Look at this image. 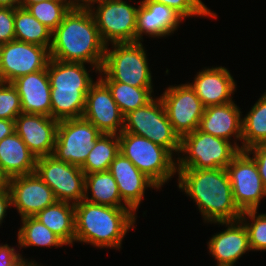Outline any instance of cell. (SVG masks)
<instances>
[{
    "instance_id": "35",
    "label": "cell",
    "mask_w": 266,
    "mask_h": 266,
    "mask_svg": "<svg viewBox=\"0 0 266 266\" xmlns=\"http://www.w3.org/2000/svg\"><path fill=\"white\" fill-rule=\"evenodd\" d=\"M165 4L174 9L183 18L191 16H211L216 17V13L211 12L201 0H150Z\"/></svg>"
},
{
    "instance_id": "41",
    "label": "cell",
    "mask_w": 266,
    "mask_h": 266,
    "mask_svg": "<svg viewBox=\"0 0 266 266\" xmlns=\"http://www.w3.org/2000/svg\"><path fill=\"white\" fill-rule=\"evenodd\" d=\"M71 9H90L98 0H64ZM82 2V3H80ZM93 3V4H92Z\"/></svg>"
},
{
    "instance_id": "22",
    "label": "cell",
    "mask_w": 266,
    "mask_h": 266,
    "mask_svg": "<svg viewBox=\"0 0 266 266\" xmlns=\"http://www.w3.org/2000/svg\"><path fill=\"white\" fill-rule=\"evenodd\" d=\"M215 223L225 224L228 228L210 239L209 252L217 260V266H234L246 251L251 250L247 229L240 219Z\"/></svg>"
},
{
    "instance_id": "25",
    "label": "cell",
    "mask_w": 266,
    "mask_h": 266,
    "mask_svg": "<svg viewBox=\"0 0 266 266\" xmlns=\"http://www.w3.org/2000/svg\"><path fill=\"white\" fill-rule=\"evenodd\" d=\"M60 237L66 245H71L75 239V205L56 201L34 216Z\"/></svg>"
},
{
    "instance_id": "37",
    "label": "cell",
    "mask_w": 266,
    "mask_h": 266,
    "mask_svg": "<svg viewBox=\"0 0 266 266\" xmlns=\"http://www.w3.org/2000/svg\"><path fill=\"white\" fill-rule=\"evenodd\" d=\"M0 266H40L34 261L28 262L8 244L0 245Z\"/></svg>"
},
{
    "instance_id": "42",
    "label": "cell",
    "mask_w": 266,
    "mask_h": 266,
    "mask_svg": "<svg viewBox=\"0 0 266 266\" xmlns=\"http://www.w3.org/2000/svg\"><path fill=\"white\" fill-rule=\"evenodd\" d=\"M0 7H10L15 9L19 7V0H0Z\"/></svg>"
},
{
    "instance_id": "15",
    "label": "cell",
    "mask_w": 266,
    "mask_h": 266,
    "mask_svg": "<svg viewBox=\"0 0 266 266\" xmlns=\"http://www.w3.org/2000/svg\"><path fill=\"white\" fill-rule=\"evenodd\" d=\"M82 117L91 122L102 134L119 135L123 131L124 116L113 99L110 89L100 77L91 85L86 95Z\"/></svg>"
},
{
    "instance_id": "29",
    "label": "cell",
    "mask_w": 266,
    "mask_h": 266,
    "mask_svg": "<svg viewBox=\"0 0 266 266\" xmlns=\"http://www.w3.org/2000/svg\"><path fill=\"white\" fill-rule=\"evenodd\" d=\"M264 142H266V92L242 119L241 151Z\"/></svg>"
},
{
    "instance_id": "16",
    "label": "cell",
    "mask_w": 266,
    "mask_h": 266,
    "mask_svg": "<svg viewBox=\"0 0 266 266\" xmlns=\"http://www.w3.org/2000/svg\"><path fill=\"white\" fill-rule=\"evenodd\" d=\"M8 186L12 205L22 218L35 216L57 201L53 190L35 172L10 178Z\"/></svg>"
},
{
    "instance_id": "1",
    "label": "cell",
    "mask_w": 266,
    "mask_h": 266,
    "mask_svg": "<svg viewBox=\"0 0 266 266\" xmlns=\"http://www.w3.org/2000/svg\"><path fill=\"white\" fill-rule=\"evenodd\" d=\"M106 46L90 9H71L52 32L50 58L63 62L90 63L99 72Z\"/></svg>"
},
{
    "instance_id": "8",
    "label": "cell",
    "mask_w": 266,
    "mask_h": 266,
    "mask_svg": "<svg viewBox=\"0 0 266 266\" xmlns=\"http://www.w3.org/2000/svg\"><path fill=\"white\" fill-rule=\"evenodd\" d=\"M122 132L143 136L171 153L180 152L181 139L174 132L160 98H153L146 105L126 114Z\"/></svg>"
},
{
    "instance_id": "6",
    "label": "cell",
    "mask_w": 266,
    "mask_h": 266,
    "mask_svg": "<svg viewBox=\"0 0 266 266\" xmlns=\"http://www.w3.org/2000/svg\"><path fill=\"white\" fill-rule=\"evenodd\" d=\"M114 49L106 46L104 61L99 73L102 81H117L138 88H153L151 71L141 41L113 43Z\"/></svg>"
},
{
    "instance_id": "14",
    "label": "cell",
    "mask_w": 266,
    "mask_h": 266,
    "mask_svg": "<svg viewBox=\"0 0 266 266\" xmlns=\"http://www.w3.org/2000/svg\"><path fill=\"white\" fill-rule=\"evenodd\" d=\"M50 60L47 47L13 40L2 44V82L12 83L15 79L44 70Z\"/></svg>"
},
{
    "instance_id": "38",
    "label": "cell",
    "mask_w": 266,
    "mask_h": 266,
    "mask_svg": "<svg viewBox=\"0 0 266 266\" xmlns=\"http://www.w3.org/2000/svg\"><path fill=\"white\" fill-rule=\"evenodd\" d=\"M246 152L253 154L252 158L256 162L263 186L266 188V142L254 145Z\"/></svg>"
},
{
    "instance_id": "7",
    "label": "cell",
    "mask_w": 266,
    "mask_h": 266,
    "mask_svg": "<svg viewBox=\"0 0 266 266\" xmlns=\"http://www.w3.org/2000/svg\"><path fill=\"white\" fill-rule=\"evenodd\" d=\"M119 153L128 158L160 188L177 172L172 153L161 145L139 135L121 132Z\"/></svg>"
},
{
    "instance_id": "39",
    "label": "cell",
    "mask_w": 266,
    "mask_h": 266,
    "mask_svg": "<svg viewBox=\"0 0 266 266\" xmlns=\"http://www.w3.org/2000/svg\"><path fill=\"white\" fill-rule=\"evenodd\" d=\"M9 206H12V198L9 186L0 189V224L2 223L6 210Z\"/></svg>"
},
{
    "instance_id": "12",
    "label": "cell",
    "mask_w": 266,
    "mask_h": 266,
    "mask_svg": "<svg viewBox=\"0 0 266 266\" xmlns=\"http://www.w3.org/2000/svg\"><path fill=\"white\" fill-rule=\"evenodd\" d=\"M233 200L241 212L257 210L260 200L266 196L255 160L246 151H240L226 167Z\"/></svg>"
},
{
    "instance_id": "44",
    "label": "cell",
    "mask_w": 266,
    "mask_h": 266,
    "mask_svg": "<svg viewBox=\"0 0 266 266\" xmlns=\"http://www.w3.org/2000/svg\"><path fill=\"white\" fill-rule=\"evenodd\" d=\"M46 0H19V7L27 8L29 5L33 3H39Z\"/></svg>"
},
{
    "instance_id": "18",
    "label": "cell",
    "mask_w": 266,
    "mask_h": 266,
    "mask_svg": "<svg viewBox=\"0 0 266 266\" xmlns=\"http://www.w3.org/2000/svg\"><path fill=\"white\" fill-rule=\"evenodd\" d=\"M108 171L113 175L118 185L124 204L133 212L138 209L147 187L159 189L150 178L121 153L112 161Z\"/></svg>"
},
{
    "instance_id": "3",
    "label": "cell",
    "mask_w": 266,
    "mask_h": 266,
    "mask_svg": "<svg viewBox=\"0 0 266 266\" xmlns=\"http://www.w3.org/2000/svg\"><path fill=\"white\" fill-rule=\"evenodd\" d=\"M136 214L129 207H110L82 200L75 204V241L120 248Z\"/></svg>"
},
{
    "instance_id": "30",
    "label": "cell",
    "mask_w": 266,
    "mask_h": 266,
    "mask_svg": "<svg viewBox=\"0 0 266 266\" xmlns=\"http://www.w3.org/2000/svg\"><path fill=\"white\" fill-rule=\"evenodd\" d=\"M111 91L112 97L122 115L149 103L153 98L152 88H138L117 81H103Z\"/></svg>"
},
{
    "instance_id": "9",
    "label": "cell",
    "mask_w": 266,
    "mask_h": 266,
    "mask_svg": "<svg viewBox=\"0 0 266 266\" xmlns=\"http://www.w3.org/2000/svg\"><path fill=\"white\" fill-rule=\"evenodd\" d=\"M35 173L53 190L57 201L78 204L85 196V174L79 166L54 155L37 158Z\"/></svg>"
},
{
    "instance_id": "20",
    "label": "cell",
    "mask_w": 266,
    "mask_h": 266,
    "mask_svg": "<svg viewBox=\"0 0 266 266\" xmlns=\"http://www.w3.org/2000/svg\"><path fill=\"white\" fill-rule=\"evenodd\" d=\"M12 84L20 96L22 113L51 117V87L47 68L21 76Z\"/></svg>"
},
{
    "instance_id": "34",
    "label": "cell",
    "mask_w": 266,
    "mask_h": 266,
    "mask_svg": "<svg viewBox=\"0 0 266 266\" xmlns=\"http://www.w3.org/2000/svg\"><path fill=\"white\" fill-rule=\"evenodd\" d=\"M22 113L20 96L10 82H0V119L13 120Z\"/></svg>"
},
{
    "instance_id": "33",
    "label": "cell",
    "mask_w": 266,
    "mask_h": 266,
    "mask_svg": "<svg viewBox=\"0 0 266 266\" xmlns=\"http://www.w3.org/2000/svg\"><path fill=\"white\" fill-rule=\"evenodd\" d=\"M256 213L257 210L243 211L240 220L245 222L243 224L248 232L250 249L264 251L266 250V214L257 216ZM246 216L252 220V223L245 221Z\"/></svg>"
},
{
    "instance_id": "43",
    "label": "cell",
    "mask_w": 266,
    "mask_h": 266,
    "mask_svg": "<svg viewBox=\"0 0 266 266\" xmlns=\"http://www.w3.org/2000/svg\"><path fill=\"white\" fill-rule=\"evenodd\" d=\"M9 179L8 177L3 173L1 167H0V189L8 187Z\"/></svg>"
},
{
    "instance_id": "32",
    "label": "cell",
    "mask_w": 266,
    "mask_h": 266,
    "mask_svg": "<svg viewBox=\"0 0 266 266\" xmlns=\"http://www.w3.org/2000/svg\"><path fill=\"white\" fill-rule=\"evenodd\" d=\"M27 10L53 32L71 8L64 0H46L29 5Z\"/></svg>"
},
{
    "instance_id": "31",
    "label": "cell",
    "mask_w": 266,
    "mask_h": 266,
    "mask_svg": "<svg viewBox=\"0 0 266 266\" xmlns=\"http://www.w3.org/2000/svg\"><path fill=\"white\" fill-rule=\"evenodd\" d=\"M22 227L18 232L20 247L29 246H63L66 243L54 234L48 227L38 221L34 216L24 217Z\"/></svg>"
},
{
    "instance_id": "40",
    "label": "cell",
    "mask_w": 266,
    "mask_h": 266,
    "mask_svg": "<svg viewBox=\"0 0 266 266\" xmlns=\"http://www.w3.org/2000/svg\"><path fill=\"white\" fill-rule=\"evenodd\" d=\"M15 132V121L0 119V141Z\"/></svg>"
},
{
    "instance_id": "23",
    "label": "cell",
    "mask_w": 266,
    "mask_h": 266,
    "mask_svg": "<svg viewBox=\"0 0 266 266\" xmlns=\"http://www.w3.org/2000/svg\"><path fill=\"white\" fill-rule=\"evenodd\" d=\"M238 108L233 101L206 107L198 129L228 141L232 135H235V139L242 140V118Z\"/></svg>"
},
{
    "instance_id": "10",
    "label": "cell",
    "mask_w": 266,
    "mask_h": 266,
    "mask_svg": "<svg viewBox=\"0 0 266 266\" xmlns=\"http://www.w3.org/2000/svg\"><path fill=\"white\" fill-rule=\"evenodd\" d=\"M101 134L83 117L61 120L57 127L53 155L58 160L81 167Z\"/></svg>"
},
{
    "instance_id": "4",
    "label": "cell",
    "mask_w": 266,
    "mask_h": 266,
    "mask_svg": "<svg viewBox=\"0 0 266 266\" xmlns=\"http://www.w3.org/2000/svg\"><path fill=\"white\" fill-rule=\"evenodd\" d=\"M47 72L51 87V117L58 121L81 118L86 95L94 83L84 63L50 58Z\"/></svg>"
},
{
    "instance_id": "26",
    "label": "cell",
    "mask_w": 266,
    "mask_h": 266,
    "mask_svg": "<svg viewBox=\"0 0 266 266\" xmlns=\"http://www.w3.org/2000/svg\"><path fill=\"white\" fill-rule=\"evenodd\" d=\"M88 189L91 191V198L88 196ZM84 200L110 207H128L126 204H121L118 185L109 171L85 174Z\"/></svg>"
},
{
    "instance_id": "17",
    "label": "cell",
    "mask_w": 266,
    "mask_h": 266,
    "mask_svg": "<svg viewBox=\"0 0 266 266\" xmlns=\"http://www.w3.org/2000/svg\"><path fill=\"white\" fill-rule=\"evenodd\" d=\"M59 121L41 114L20 113L15 132L36 157L53 155Z\"/></svg>"
},
{
    "instance_id": "36",
    "label": "cell",
    "mask_w": 266,
    "mask_h": 266,
    "mask_svg": "<svg viewBox=\"0 0 266 266\" xmlns=\"http://www.w3.org/2000/svg\"><path fill=\"white\" fill-rule=\"evenodd\" d=\"M15 40L14 9L0 7V44Z\"/></svg>"
},
{
    "instance_id": "11",
    "label": "cell",
    "mask_w": 266,
    "mask_h": 266,
    "mask_svg": "<svg viewBox=\"0 0 266 266\" xmlns=\"http://www.w3.org/2000/svg\"><path fill=\"white\" fill-rule=\"evenodd\" d=\"M97 9L90 8L103 42H136L138 8L123 0H98Z\"/></svg>"
},
{
    "instance_id": "2",
    "label": "cell",
    "mask_w": 266,
    "mask_h": 266,
    "mask_svg": "<svg viewBox=\"0 0 266 266\" xmlns=\"http://www.w3.org/2000/svg\"><path fill=\"white\" fill-rule=\"evenodd\" d=\"M178 186L197 204L207 222L239 220L242 212L233 200L227 170L177 169Z\"/></svg>"
},
{
    "instance_id": "28",
    "label": "cell",
    "mask_w": 266,
    "mask_h": 266,
    "mask_svg": "<svg viewBox=\"0 0 266 266\" xmlns=\"http://www.w3.org/2000/svg\"><path fill=\"white\" fill-rule=\"evenodd\" d=\"M118 154L119 135L101 134L80 168L84 174L108 171L110 164Z\"/></svg>"
},
{
    "instance_id": "45",
    "label": "cell",
    "mask_w": 266,
    "mask_h": 266,
    "mask_svg": "<svg viewBox=\"0 0 266 266\" xmlns=\"http://www.w3.org/2000/svg\"><path fill=\"white\" fill-rule=\"evenodd\" d=\"M1 49H2V44H0V82H2Z\"/></svg>"
},
{
    "instance_id": "24",
    "label": "cell",
    "mask_w": 266,
    "mask_h": 266,
    "mask_svg": "<svg viewBox=\"0 0 266 266\" xmlns=\"http://www.w3.org/2000/svg\"><path fill=\"white\" fill-rule=\"evenodd\" d=\"M36 160L16 132L0 141V167L8 179L34 173Z\"/></svg>"
},
{
    "instance_id": "21",
    "label": "cell",
    "mask_w": 266,
    "mask_h": 266,
    "mask_svg": "<svg viewBox=\"0 0 266 266\" xmlns=\"http://www.w3.org/2000/svg\"><path fill=\"white\" fill-rule=\"evenodd\" d=\"M189 85L202 101L204 107L232 102V93L236 90L235 81L229 70L224 67L202 70Z\"/></svg>"
},
{
    "instance_id": "13",
    "label": "cell",
    "mask_w": 266,
    "mask_h": 266,
    "mask_svg": "<svg viewBox=\"0 0 266 266\" xmlns=\"http://www.w3.org/2000/svg\"><path fill=\"white\" fill-rule=\"evenodd\" d=\"M160 99L180 139L199 128L205 107L189 84L168 87Z\"/></svg>"
},
{
    "instance_id": "5",
    "label": "cell",
    "mask_w": 266,
    "mask_h": 266,
    "mask_svg": "<svg viewBox=\"0 0 266 266\" xmlns=\"http://www.w3.org/2000/svg\"><path fill=\"white\" fill-rule=\"evenodd\" d=\"M240 151L235 142L196 129L181 138L179 153L188 156L177 158V169H226Z\"/></svg>"
},
{
    "instance_id": "19",
    "label": "cell",
    "mask_w": 266,
    "mask_h": 266,
    "mask_svg": "<svg viewBox=\"0 0 266 266\" xmlns=\"http://www.w3.org/2000/svg\"><path fill=\"white\" fill-rule=\"evenodd\" d=\"M139 4L136 19V42H140L144 33L150 37L170 35L183 20L179 13L165 4L150 0H143Z\"/></svg>"
},
{
    "instance_id": "27",
    "label": "cell",
    "mask_w": 266,
    "mask_h": 266,
    "mask_svg": "<svg viewBox=\"0 0 266 266\" xmlns=\"http://www.w3.org/2000/svg\"><path fill=\"white\" fill-rule=\"evenodd\" d=\"M15 40L47 47L52 45V31L40 23L27 8L14 9Z\"/></svg>"
}]
</instances>
